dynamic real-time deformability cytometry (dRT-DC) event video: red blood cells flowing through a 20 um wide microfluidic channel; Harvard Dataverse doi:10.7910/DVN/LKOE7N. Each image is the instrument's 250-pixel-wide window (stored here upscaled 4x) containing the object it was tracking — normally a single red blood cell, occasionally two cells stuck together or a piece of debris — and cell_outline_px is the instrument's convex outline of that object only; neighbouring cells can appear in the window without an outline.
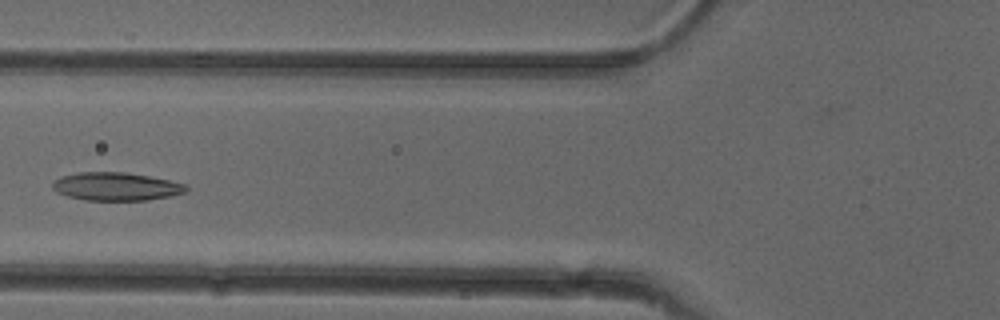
{"species": "common noctule bat (a hibernating species)", "species_latin": "Nyctalus noctula", "temperature_condition": "cold", "stored_images_in_passage": 5, "camera_frame_rate_fps": 3000, "um_per_image_px": 0.085, "animal": {"sex": "female"}, "frame": {"image": 1, "passage_image": 5, "time_ms": 4.667, "image_size_px": [1000, 320], "cell_outline_px": [[188, 188], [184, 192], [172, 196], [148, 200], [84, 200], [68, 196], [56, 192], [52, 188], [52, 184], [60, 176], [80, 172], [128, 172], [168, 180], [184, 184]], "centroid_in_image_um": [9.84, 15.85], "position_along_channel_um": 116.0, "area_um2": 21.85}}